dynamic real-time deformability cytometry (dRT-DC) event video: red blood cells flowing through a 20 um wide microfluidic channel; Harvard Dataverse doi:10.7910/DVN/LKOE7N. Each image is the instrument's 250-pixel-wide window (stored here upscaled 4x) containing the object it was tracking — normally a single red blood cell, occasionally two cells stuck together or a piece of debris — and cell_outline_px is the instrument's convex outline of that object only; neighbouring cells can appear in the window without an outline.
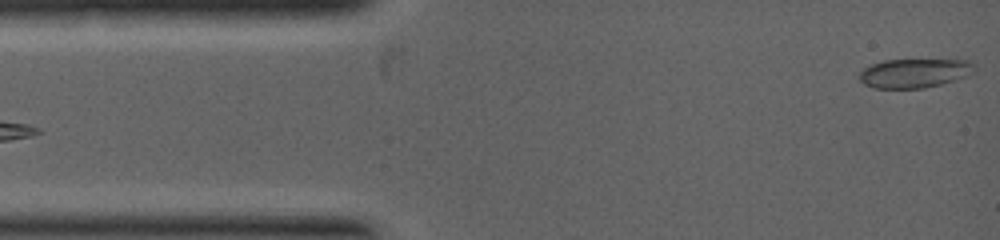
{"species": "common noctule bat (a hibernating species)", "species_latin": "Nyctalus noctula", "temperature_condition": "warm", "stored_images_in_passage": 3, "camera_frame_rate_fps": 5000, "um_per_image_px": 0.085, "animal": {"sex": "female", "body_mass_g": 19.0, "forearm_length_mm": 53.3}, "frame": {"image": 1, "passage_image": 1, "time_ms": 0.0, "image_size_px": [1000, 240], "cell_outline_px": [[976, 72], [940, 84], [924, 88], [872, 88], [864, 84], [860, 80], [860, 72], [864, 68], [872, 64], [884, 60], [968, 60], [976, 64]], "centroid_in_image_um": [77.74, 6.21], "position_along_channel_um": 7.3, "area_um2": 19.42}}